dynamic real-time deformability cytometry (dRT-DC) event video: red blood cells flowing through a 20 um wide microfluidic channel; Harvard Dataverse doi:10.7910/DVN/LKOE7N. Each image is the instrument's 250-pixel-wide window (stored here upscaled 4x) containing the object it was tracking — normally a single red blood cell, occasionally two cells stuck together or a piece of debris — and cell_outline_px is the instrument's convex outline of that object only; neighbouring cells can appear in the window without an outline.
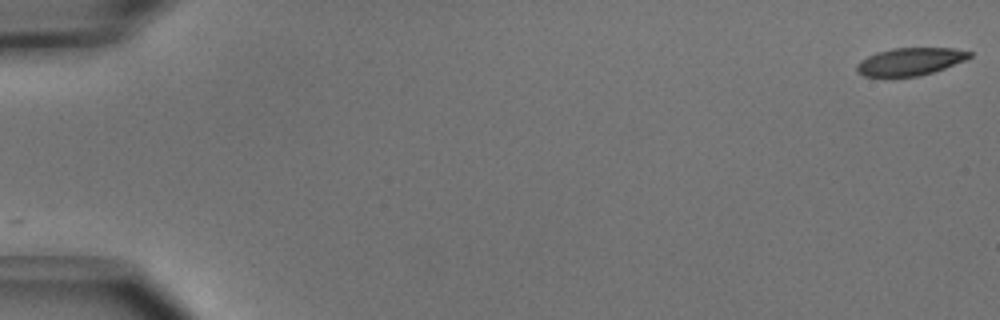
{"species": "common noctule bat (a hibernating species)", "species_latin": "Nyctalus noctula", "temperature_condition": "cold", "stored_images_in_passage": 7, "camera_frame_rate_fps": 3000, "um_per_image_px": 0.085, "animal": {"sex": "male", "body_mass_g": 15.6}, "frame": {"image": 1, "passage_image": 1, "time_ms": 0.0, "image_size_px": [1000, 320], "cell_outline_px": [[972, 56], [964, 60], [944, 68], [920, 76], [864, 76], [856, 72], [856, 64], [860, 60], [876, 52], [892, 48], [952, 48], [972, 52]], "centroid_in_image_um": [77.33, 5.22], "position_along_channel_um": 7.7, "area_um2": 18.03}}